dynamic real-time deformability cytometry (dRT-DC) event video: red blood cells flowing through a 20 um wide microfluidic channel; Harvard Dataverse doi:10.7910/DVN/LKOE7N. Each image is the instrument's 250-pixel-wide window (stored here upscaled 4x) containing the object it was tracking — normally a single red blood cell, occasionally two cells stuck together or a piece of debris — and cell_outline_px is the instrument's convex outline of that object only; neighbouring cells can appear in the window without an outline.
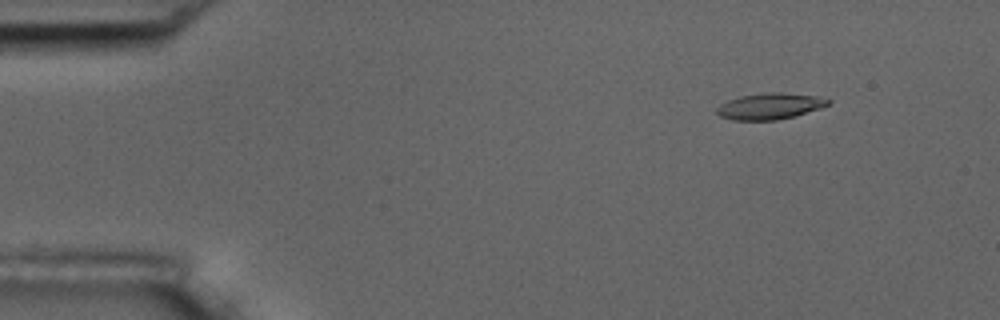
{"species": "common noctule bat (a hibernating species)", "species_latin": "Nyctalus noctula", "temperature_condition": "room temperature", "stored_images_in_passage": 3, "camera_frame_rate_fps": 3000, "um_per_image_px": 0.085, "animal": {"sex": "male", "body_mass_g": 17.5, "forearm_length_mm": 52.3}, "frame": {"image": 1, "passage_image": 1, "time_ms": 0.0, "image_size_px": [1000, 320], "cell_outline_px": [[832, 100], [828, 104], [820, 108], [792, 116], [776, 120], [732, 120], [720, 116], [716, 112], [716, 108], [720, 104], [728, 100], [740, 96], [764, 92], [780, 92], [816, 96]], "centroid_in_image_um": [65.39, 9.02], "position_along_channel_um": 19.6, "area_um2": 16.88}}